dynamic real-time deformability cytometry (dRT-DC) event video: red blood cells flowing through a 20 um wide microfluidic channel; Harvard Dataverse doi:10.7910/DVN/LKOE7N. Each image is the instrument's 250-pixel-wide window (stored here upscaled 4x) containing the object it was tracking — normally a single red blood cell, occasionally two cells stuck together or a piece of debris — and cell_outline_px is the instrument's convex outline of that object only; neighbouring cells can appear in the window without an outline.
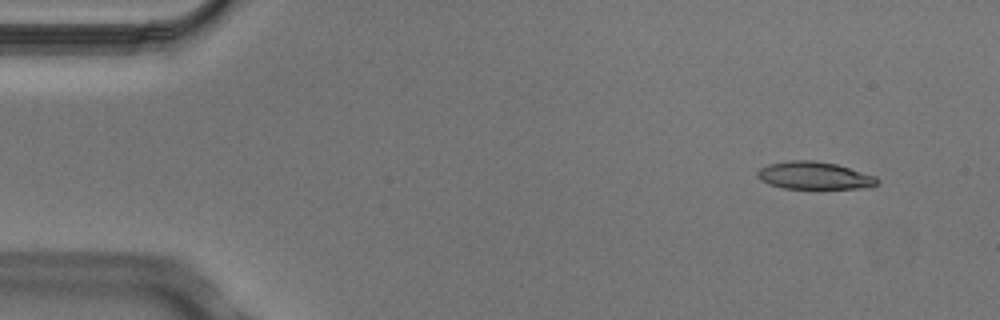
{"species": "Egyptian fruit bat (a non-hibernating species)", "species_latin": "Rousettus aegyptiacus", "temperature_condition": "cold", "stored_images_in_passage": 5, "camera_frame_rate_fps": 3000, "um_per_image_px": 0.085, "animal": {"sex": "male"}, "frame": {"image": 1, "passage_image": 1, "time_ms": 0.0, "image_size_px": [1000, 320], "cell_outline_px": [[880, 180], [876, 184], [868, 188], [784, 188], [768, 184], [760, 180], [756, 176], [756, 172], [760, 168], [768, 164], [788, 160], [816, 160], [836, 164], [876, 176]], "centroid_in_image_um": [69.19, 14.91], "position_along_channel_um": 15.8, "area_um2": 19.31}}